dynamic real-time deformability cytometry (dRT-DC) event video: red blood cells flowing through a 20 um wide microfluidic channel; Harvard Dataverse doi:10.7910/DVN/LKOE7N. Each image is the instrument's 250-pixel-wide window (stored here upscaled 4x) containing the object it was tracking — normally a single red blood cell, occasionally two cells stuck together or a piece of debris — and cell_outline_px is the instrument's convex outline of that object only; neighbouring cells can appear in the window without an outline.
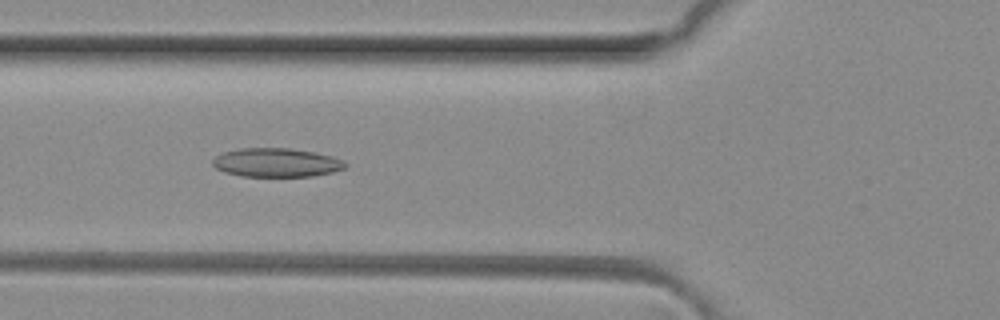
{"species": "common noctule bat (a hibernating species)", "species_latin": "Nyctalus noctula", "temperature_condition": "room temperature", "stored_images_in_passage": 5, "camera_frame_rate_fps": 3000, "um_per_image_px": 0.085, "animal": {"sex": "female", "body_mass_g": 29.2, "forearm_length_mm": 56.3}, "frame": {"image": 1, "passage_image": 4, "time_ms": 1.0, "image_size_px": [1000, 320], "cell_outline_px": [[348, 164], [344, 168], [332, 172], [312, 176], [240, 176], [224, 172], [216, 168], [212, 164], [212, 160], [216, 156], [224, 152], [240, 148], [292, 148], [316, 152], [332, 156]], "centroid_in_image_um": [23.48, 13.81], "position_along_channel_um": 102.3, "area_um2": 22.25}}
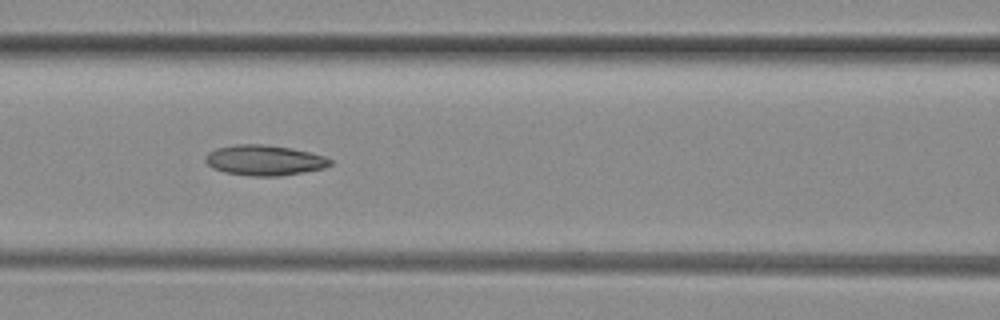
{"frame": {"image": 2, "passage_image": 5, "time_ms": 1.333, "image_size_px": [1000, 320], "cell_outline_px": [[332, 164], [324, 168], [280, 176], [252, 176], [224, 172], [212, 168], [204, 160], [204, 156], [208, 152], [216, 148], [236, 144], [264, 144], [292, 148], [324, 156], [332, 160]], "centroid_in_image_um": [22.44, 13.62], "position_along_channel_um": 144.2, "area_um2": 22.14}}